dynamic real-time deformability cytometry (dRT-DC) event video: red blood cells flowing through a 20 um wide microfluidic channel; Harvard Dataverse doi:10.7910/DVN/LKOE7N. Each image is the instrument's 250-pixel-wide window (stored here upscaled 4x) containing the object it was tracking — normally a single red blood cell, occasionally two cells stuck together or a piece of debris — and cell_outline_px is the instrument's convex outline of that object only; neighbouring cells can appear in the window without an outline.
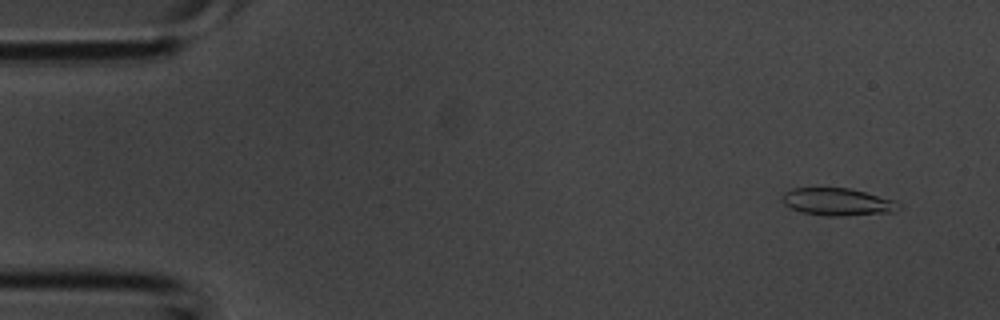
{"species": "common noctule bat (a hibernating species)", "species_latin": "Nyctalus noctula", "temperature_condition": "room temperature", "stored_images_in_passage": 39, "camera_frame_rate_fps": 3000, "um_per_image_px": 0.085, "animal": {"sex": "male", "body_mass_g": 20.1, "forearm_length_mm": 53.5}, "frame": {"image": 1, "passage_image": 3, "time_ms": 0.667, "image_size_px": [1000, 320], "cell_outline_px": [[900, 208], [896, 212], [844, 216], [828, 216], [804, 212], [792, 208], [784, 204], [780, 200], [780, 196], [784, 192], [792, 188], [848, 188], [896, 200], [900, 204]], "centroid_in_image_um": [71.2, 17.16], "position_along_channel_um": 13.8, "area_um2": 18.73}}
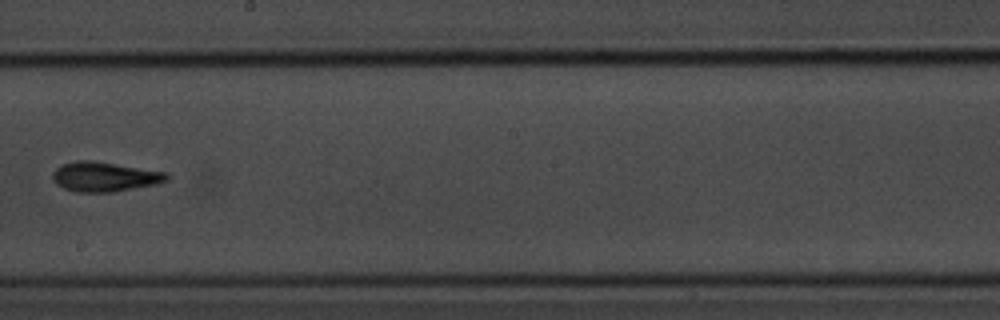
{"frame": {"image": 2, "passage_image": 22, "time_ms": 7.0, "image_size_px": [1000, 320], "cell_outline_px": [[172, 176], [168, 180], [156, 184], [112, 192], [76, 192], [64, 188], [56, 184], [52, 180], [52, 172], [60, 164], [76, 160], [92, 160], [168, 172]], "centroid_in_image_um": [8.88, 15.01], "position_along_channel_um": 239.3, "area_um2": 20.0}}
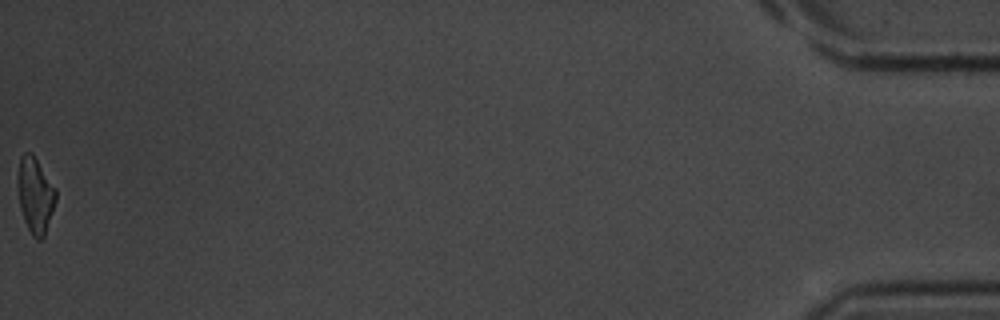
{"frame": {"image": 3, "passage_image": 39, "time_ms": 12.667, "image_size_px": [1000, 320], "cell_outline_px": [[56, 200], [44, 236], [40, 240], [36, 240], [32, 236], [24, 220], [20, 208], [20, 156], [24, 152], [32, 152], [56, 188]], "centroid_in_image_um": [3.04, 16.61], "position_along_channel_um": 432.2, "area_um2": 16.24}}